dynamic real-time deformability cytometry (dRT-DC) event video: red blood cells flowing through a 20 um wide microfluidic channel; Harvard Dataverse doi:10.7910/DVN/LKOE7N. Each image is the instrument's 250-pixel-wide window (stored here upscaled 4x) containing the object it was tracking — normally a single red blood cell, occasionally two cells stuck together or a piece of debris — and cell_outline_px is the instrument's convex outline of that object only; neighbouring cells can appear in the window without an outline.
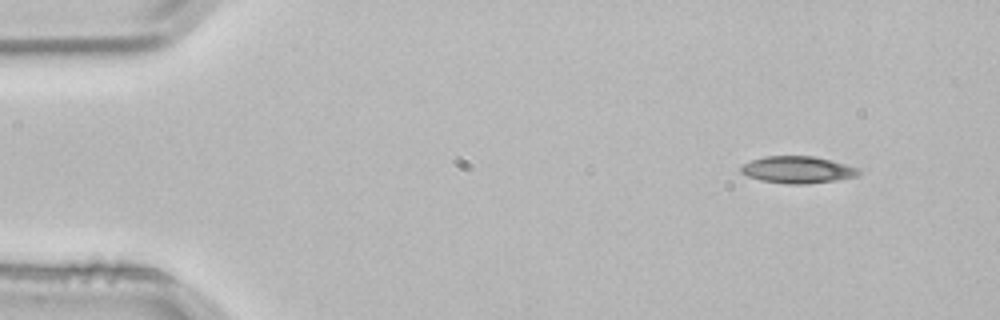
{"species": "common noctule bat (a hibernating species)", "species_latin": "Nyctalus noctula", "temperature_condition": "room temperature", "stored_images_in_passage": 3, "camera_frame_rate_fps": 3000, "um_per_image_px": 0.085, "animal": {"sex": "male", "body_mass_g": 21.5, "forearm_length_mm": 52.0}, "frame": {"image": 1, "passage_image": 1, "time_ms": 0.0, "image_size_px": [1000, 320], "cell_outline_px": [[864, 172], [856, 176], [836, 180], [808, 184], [788, 184], [760, 180], [748, 176], [740, 172], [740, 168], [744, 164], [752, 160], [764, 156], [812, 156], [860, 168]], "centroid_in_image_um": [67.81, 14.43], "position_along_channel_um": 17.2, "area_um2": 18.44}}
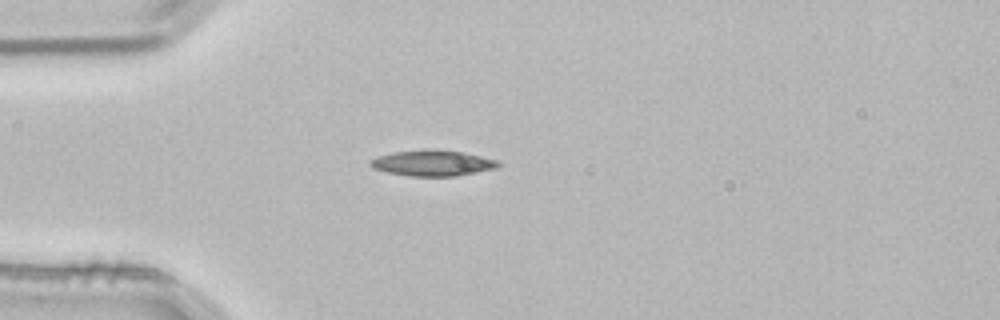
{"frame": {"image": 2, "passage_image": 3, "time_ms": 0.667, "image_size_px": [1000, 320], "cell_outline_px": [[500, 164], [496, 168], [456, 176], [408, 176], [388, 172], [372, 168], [368, 164], [368, 160], [392, 152], [464, 152], [496, 160]], "centroid_in_image_um": [36.74, 13.91], "position_along_channel_um": 48.3, "area_um2": 18.26}}